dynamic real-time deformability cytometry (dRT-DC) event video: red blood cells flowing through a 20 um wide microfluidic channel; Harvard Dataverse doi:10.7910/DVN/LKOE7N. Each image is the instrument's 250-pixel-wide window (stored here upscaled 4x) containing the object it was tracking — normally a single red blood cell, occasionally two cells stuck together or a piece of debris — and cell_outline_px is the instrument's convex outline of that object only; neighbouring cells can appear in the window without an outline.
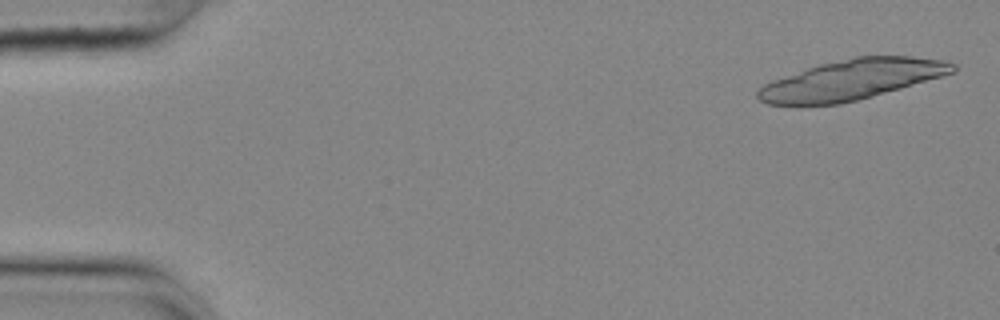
{"species": "common noctule bat (a hibernating species)", "species_latin": "Nyctalus noctula", "temperature_condition": "cold", "stored_images_in_passage": 20, "camera_frame_rate_fps": 3000, "um_per_image_px": 0.085, "animal": {"sex": "female", "body_mass_g": 25.1}, "frame": {"image": 1, "passage_image": 2, "time_ms": 0.333, "image_size_px": [1000, 320], "cell_outline_px": [[956, 72], [872, 96], [840, 104], [768, 104], [760, 100], [756, 96], [756, 92], [764, 84], [772, 80], [820, 64], [856, 56], [912, 56], [944, 60], [956, 64]], "centroid_in_image_um": [72.42, 6.76], "position_along_channel_um": 12.6, "area_um2": 45.08}}